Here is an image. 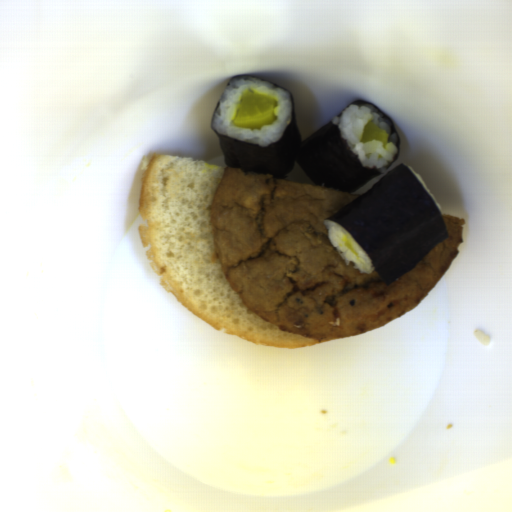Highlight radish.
Segmentation results:
<instances>
[{
	"label": "radish",
	"instance_id": "49b2ee8c",
	"mask_svg": "<svg viewBox=\"0 0 512 512\" xmlns=\"http://www.w3.org/2000/svg\"><path fill=\"white\" fill-rule=\"evenodd\" d=\"M344 246L347 247L357 258H360L349 241L344 242Z\"/></svg>",
	"mask_w": 512,
	"mask_h": 512
},
{
	"label": "radish",
	"instance_id": "8e3532e8",
	"mask_svg": "<svg viewBox=\"0 0 512 512\" xmlns=\"http://www.w3.org/2000/svg\"><path fill=\"white\" fill-rule=\"evenodd\" d=\"M371 140L382 142L385 149L389 140V132L377 125L373 120L365 126L360 139L362 143L370 142Z\"/></svg>",
	"mask_w": 512,
	"mask_h": 512
},
{
	"label": "radish",
	"instance_id": "1f323893",
	"mask_svg": "<svg viewBox=\"0 0 512 512\" xmlns=\"http://www.w3.org/2000/svg\"><path fill=\"white\" fill-rule=\"evenodd\" d=\"M275 100L258 92L246 93L237 108L233 123L238 128L258 129L272 124Z\"/></svg>",
	"mask_w": 512,
	"mask_h": 512
}]
</instances>
